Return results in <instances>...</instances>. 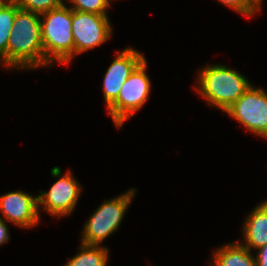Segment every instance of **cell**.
<instances>
[{
    "label": "cell",
    "mask_w": 267,
    "mask_h": 266,
    "mask_svg": "<svg viewBox=\"0 0 267 266\" xmlns=\"http://www.w3.org/2000/svg\"><path fill=\"white\" fill-rule=\"evenodd\" d=\"M254 256L256 266H267V245L258 248Z\"/></svg>",
    "instance_id": "ac0fdd59"
},
{
    "label": "cell",
    "mask_w": 267,
    "mask_h": 266,
    "mask_svg": "<svg viewBox=\"0 0 267 266\" xmlns=\"http://www.w3.org/2000/svg\"><path fill=\"white\" fill-rule=\"evenodd\" d=\"M9 228L7 221L0 217V246L10 240Z\"/></svg>",
    "instance_id": "d6986e66"
},
{
    "label": "cell",
    "mask_w": 267,
    "mask_h": 266,
    "mask_svg": "<svg viewBox=\"0 0 267 266\" xmlns=\"http://www.w3.org/2000/svg\"><path fill=\"white\" fill-rule=\"evenodd\" d=\"M145 59L143 53L131 46L116 54L104 75L102 83L106 108L117 99L124 82Z\"/></svg>",
    "instance_id": "9c48e42d"
},
{
    "label": "cell",
    "mask_w": 267,
    "mask_h": 266,
    "mask_svg": "<svg viewBox=\"0 0 267 266\" xmlns=\"http://www.w3.org/2000/svg\"><path fill=\"white\" fill-rule=\"evenodd\" d=\"M136 192L137 189L130 188L125 193L100 204L83 226L81 243L102 246V242L120 227Z\"/></svg>",
    "instance_id": "277c9868"
},
{
    "label": "cell",
    "mask_w": 267,
    "mask_h": 266,
    "mask_svg": "<svg viewBox=\"0 0 267 266\" xmlns=\"http://www.w3.org/2000/svg\"><path fill=\"white\" fill-rule=\"evenodd\" d=\"M210 266H256L252 251L239 241L224 244L214 250Z\"/></svg>",
    "instance_id": "7c38bea8"
},
{
    "label": "cell",
    "mask_w": 267,
    "mask_h": 266,
    "mask_svg": "<svg viewBox=\"0 0 267 266\" xmlns=\"http://www.w3.org/2000/svg\"><path fill=\"white\" fill-rule=\"evenodd\" d=\"M18 7L27 11L42 14L63 6L64 0H14Z\"/></svg>",
    "instance_id": "2e32d148"
},
{
    "label": "cell",
    "mask_w": 267,
    "mask_h": 266,
    "mask_svg": "<svg viewBox=\"0 0 267 266\" xmlns=\"http://www.w3.org/2000/svg\"><path fill=\"white\" fill-rule=\"evenodd\" d=\"M108 15L72 10L74 56L95 49L111 38L113 29Z\"/></svg>",
    "instance_id": "ba28073f"
},
{
    "label": "cell",
    "mask_w": 267,
    "mask_h": 266,
    "mask_svg": "<svg viewBox=\"0 0 267 266\" xmlns=\"http://www.w3.org/2000/svg\"><path fill=\"white\" fill-rule=\"evenodd\" d=\"M0 212L4 220L25 229L35 227L41 219L38 196L22 190L0 195Z\"/></svg>",
    "instance_id": "30bf717a"
},
{
    "label": "cell",
    "mask_w": 267,
    "mask_h": 266,
    "mask_svg": "<svg viewBox=\"0 0 267 266\" xmlns=\"http://www.w3.org/2000/svg\"><path fill=\"white\" fill-rule=\"evenodd\" d=\"M51 175L59 179L48 191H39L37 195L39 213L43 208L49 215L57 218L68 216L77 206L82 187L70 170L62 175L61 168L56 166L51 169Z\"/></svg>",
    "instance_id": "8992f818"
},
{
    "label": "cell",
    "mask_w": 267,
    "mask_h": 266,
    "mask_svg": "<svg viewBox=\"0 0 267 266\" xmlns=\"http://www.w3.org/2000/svg\"><path fill=\"white\" fill-rule=\"evenodd\" d=\"M80 251L63 266H107L108 247L80 243Z\"/></svg>",
    "instance_id": "4fadbf2b"
},
{
    "label": "cell",
    "mask_w": 267,
    "mask_h": 266,
    "mask_svg": "<svg viewBox=\"0 0 267 266\" xmlns=\"http://www.w3.org/2000/svg\"><path fill=\"white\" fill-rule=\"evenodd\" d=\"M72 10L95 13L98 15H108L107 10L111 7L108 0H66Z\"/></svg>",
    "instance_id": "9a60e30c"
},
{
    "label": "cell",
    "mask_w": 267,
    "mask_h": 266,
    "mask_svg": "<svg viewBox=\"0 0 267 266\" xmlns=\"http://www.w3.org/2000/svg\"><path fill=\"white\" fill-rule=\"evenodd\" d=\"M224 113L252 134L267 139V92L251 86Z\"/></svg>",
    "instance_id": "52a82bcc"
},
{
    "label": "cell",
    "mask_w": 267,
    "mask_h": 266,
    "mask_svg": "<svg viewBox=\"0 0 267 266\" xmlns=\"http://www.w3.org/2000/svg\"><path fill=\"white\" fill-rule=\"evenodd\" d=\"M242 236L243 242L240 243L253 251L267 245V204L258 203L251 210L243 222Z\"/></svg>",
    "instance_id": "8fae6325"
},
{
    "label": "cell",
    "mask_w": 267,
    "mask_h": 266,
    "mask_svg": "<svg viewBox=\"0 0 267 266\" xmlns=\"http://www.w3.org/2000/svg\"><path fill=\"white\" fill-rule=\"evenodd\" d=\"M206 65L198 70L195 90L207 104L225 112L252 83L239 71L227 65Z\"/></svg>",
    "instance_id": "7a4b0ae2"
},
{
    "label": "cell",
    "mask_w": 267,
    "mask_h": 266,
    "mask_svg": "<svg viewBox=\"0 0 267 266\" xmlns=\"http://www.w3.org/2000/svg\"><path fill=\"white\" fill-rule=\"evenodd\" d=\"M16 15L14 0H0V64L7 68V44Z\"/></svg>",
    "instance_id": "5bb4252c"
},
{
    "label": "cell",
    "mask_w": 267,
    "mask_h": 266,
    "mask_svg": "<svg viewBox=\"0 0 267 266\" xmlns=\"http://www.w3.org/2000/svg\"><path fill=\"white\" fill-rule=\"evenodd\" d=\"M258 11L262 9L263 0H248Z\"/></svg>",
    "instance_id": "ffe728a7"
},
{
    "label": "cell",
    "mask_w": 267,
    "mask_h": 266,
    "mask_svg": "<svg viewBox=\"0 0 267 266\" xmlns=\"http://www.w3.org/2000/svg\"><path fill=\"white\" fill-rule=\"evenodd\" d=\"M45 67L40 14L18 7L7 44V69L33 70Z\"/></svg>",
    "instance_id": "6da1fadb"
},
{
    "label": "cell",
    "mask_w": 267,
    "mask_h": 266,
    "mask_svg": "<svg viewBox=\"0 0 267 266\" xmlns=\"http://www.w3.org/2000/svg\"><path fill=\"white\" fill-rule=\"evenodd\" d=\"M217 1L227 6L228 8L236 11L237 13L249 18L255 16L256 12H259L248 0H217Z\"/></svg>",
    "instance_id": "e0dca14e"
},
{
    "label": "cell",
    "mask_w": 267,
    "mask_h": 266,
    "mask_svg": "<svg viewBox=\"0 0 267 266\" xmlns=\"http://www.w3.org/2000/svg\"><path fill=\"white\" fill-rule=\"evenodd\" d=\"M145 59L124 82L117 99L107 108L114 124L120 129L148 101L151 81L146 73Z\"/></svg>",
    "instance_id": "5b68a950"
},
{
    "label": "cell",
    "mask_w": 267,
    "mask_h": 266,
    "mask_svg": "<svg viewBox=\"0 0 267 266\" xmlns=\"http://www.w3.org/2000/svg\"><path fill=\"white\" fill-rule=\"evenodd\" d=\"M45 67L55 63L69 65L74 58L72 9L63 6L40 14Z\"/></svg>",
    "instance_id": "3957f363"
}]
</instances>
